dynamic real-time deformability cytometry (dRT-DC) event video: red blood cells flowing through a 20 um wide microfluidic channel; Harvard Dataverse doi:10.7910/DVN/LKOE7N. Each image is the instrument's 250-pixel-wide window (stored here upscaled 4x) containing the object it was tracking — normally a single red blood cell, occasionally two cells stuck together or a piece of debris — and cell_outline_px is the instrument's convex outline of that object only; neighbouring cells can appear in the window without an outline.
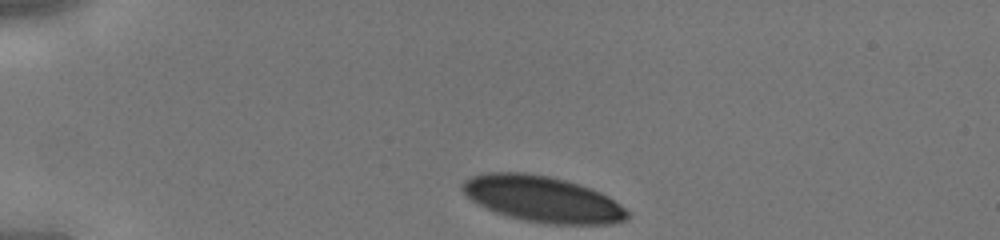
{"species": "human", "species_latin": "Homo sapiens", "temperature_condition": "cold", "stored_images_in_passage": 29, "camera_frame_rate_fps": 3000, "um_per_image_px": 0.085, "donor": {"sex": "male"}, "frame": {"image": 1, "passage_image": 1, "time_ms": 0.0, "image_size_px": [1000, 240], "cell_outline_px": [[628, 220], [612, 224], [548, 224], [524, 220], [508, 216], [496, 212], [472, 200], [460, 188], [460, 184], [464, 180], [472, 176], [484, 172], [524, 172], [548, 176], [580, 184], [592, 188], [608, 196], [620, 204], [628, 212]], "centroid_in_image_um": [46.13, 16.91], "position_along_channel_um": 38.9, "area_um2": 44.22}}
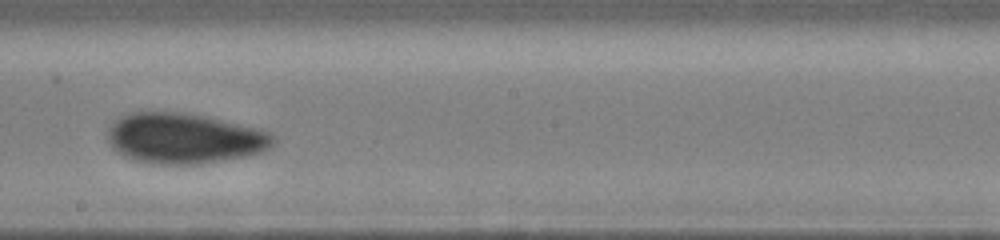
{"frame": {"image": 2, "passage_image": 17, "time_ms": 5.333, "image_size_px": [1000, 240], "cell_outline_px": [[276, 144], [264, 152], [248, 156], [200, 164], [152, 164], [136, 160], [124, 156], [112, 148], [108, 140], [108, 128], [120, 116], [132, 112], [184, 112], [204, 116], [260, 128], [276, 136]], "centroid_in_image_um": [15.71, 11.76], "position_along_channel_um": 232.5, "area_um2": 49.13}}
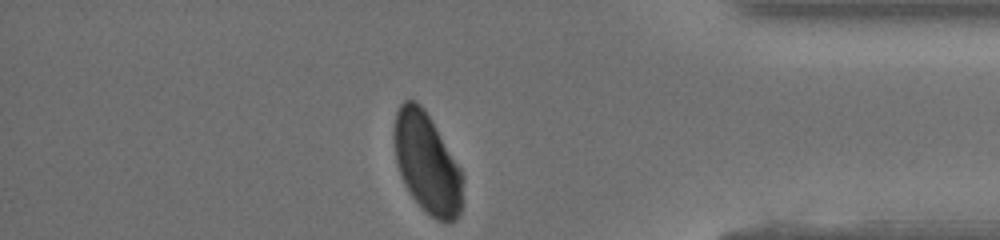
{"frame": {"image": 3, "passage_image": 29, "time_ms": 9.333, "image_size_px": [1000, 240], "cell_outline_px": [[464, 180], [460, 212], [456, 220], [448, 224], [436, 220], [420, 208], [404, 184], [396, 160], [392, 136], [392, 132], [396, 112], [400, 104], [404, 100], [416, 100], [424, 108], [460, 168], [464, 176]], "centroid_in_image_um": [36.28, 13.89], "position_along_channel_um": 398.9, "area_um2": 40.46}}